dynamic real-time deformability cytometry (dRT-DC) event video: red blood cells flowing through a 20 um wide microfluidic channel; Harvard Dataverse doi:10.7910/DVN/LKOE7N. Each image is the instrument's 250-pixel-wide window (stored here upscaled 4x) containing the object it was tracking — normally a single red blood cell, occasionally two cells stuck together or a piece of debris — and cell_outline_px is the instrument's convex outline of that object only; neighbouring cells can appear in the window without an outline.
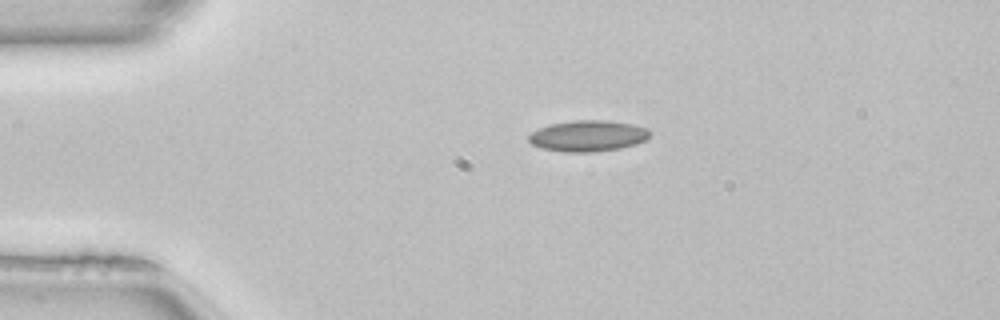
{"species": "common noctule bat (a hibernating species)", "species_latin": "Nyctalus noctula", "temperature_condition": "room temperature", "stored_images_in_passage": 40, "camera_frame_rate_fps": 3000, "um_per_image_px": 0.085, "animal": {"sex": "female", "body_mass_g": 22.7, "forearm_length_mm": 54.2}, "frame": {"image": 1, "passage_image": 1, "time_ms": 0.0, "image_size_px": [1000, 320], "cell_outline_px": [[652, 132], [644, 140], [636, 144], [620, 148], [596, 152], [564, 152], [540, 148], [532, 144], [528, 140], [528, 136], [532, 132], [540, 128], [552, 124], [576, 120], [608, 120], [632, 124], [648, 128]], "centroid_in_image_um": [49.99, 11.55], "position_along_channel_um": 35.0, "area_um2": 21.96}}
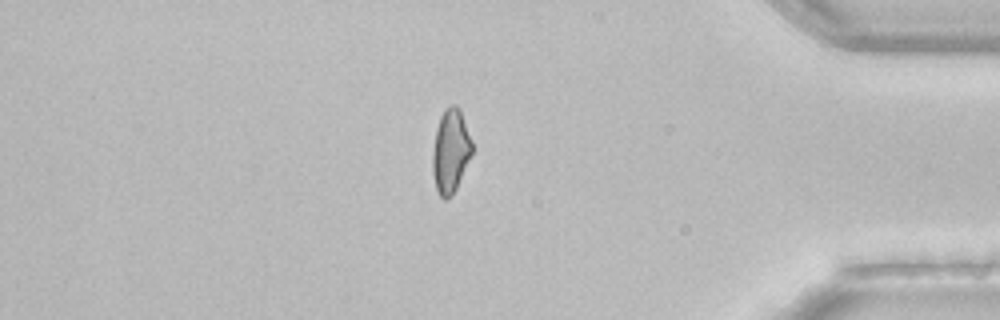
{"frame": {"image": 2, "passage_image": 33, "time_ms": 10.667, "image_size_px": [1000, 320], "cell_outline_px": [[472, 152], [456, 188], [452, 196], [448, 200], [444, 200], [440, 196], [436, 188], [432, 172], [432, 152], [436, 128], [440, 116], [444, 108], [448, 104], [456, 104], [460, 108], [472, 140]], "centroid_in_image_um": [38.28, 12.8], "position_along_channel_um": 396.9, "area_um2": 19.48}}
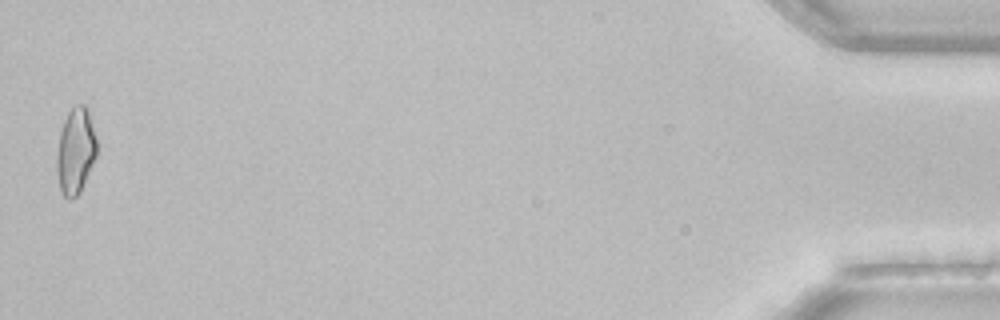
{"frame": {"image": 3, "passage_image": 40, "time_ms": 13.0, "image_size_px": [1000, 320], "cell_outline_px": [[96, 156], [80, 192], [72, 200], [68, 200], [60, 192], [56, 172], [56, 156], [60, 132], [64, 120], [68, 112], [76, 104], [84, 104], [88, 108], [96, 140]], "centroid_in_image_um": [6.4, 12.85], "position_along_channel_um": 428.8, "area_um2": 20.17}, "authors_computed_cell_mechanics": {"area_um2": 19.8543, "velocity_mm_per_s": 4.0864, "shape_relaxation_time_tau1_ms": null, "shape_relaxation_time_tau2_ms": 2.3554, "deformation_change_tau1": null, "deformation_change_tau2": 0.0793}}